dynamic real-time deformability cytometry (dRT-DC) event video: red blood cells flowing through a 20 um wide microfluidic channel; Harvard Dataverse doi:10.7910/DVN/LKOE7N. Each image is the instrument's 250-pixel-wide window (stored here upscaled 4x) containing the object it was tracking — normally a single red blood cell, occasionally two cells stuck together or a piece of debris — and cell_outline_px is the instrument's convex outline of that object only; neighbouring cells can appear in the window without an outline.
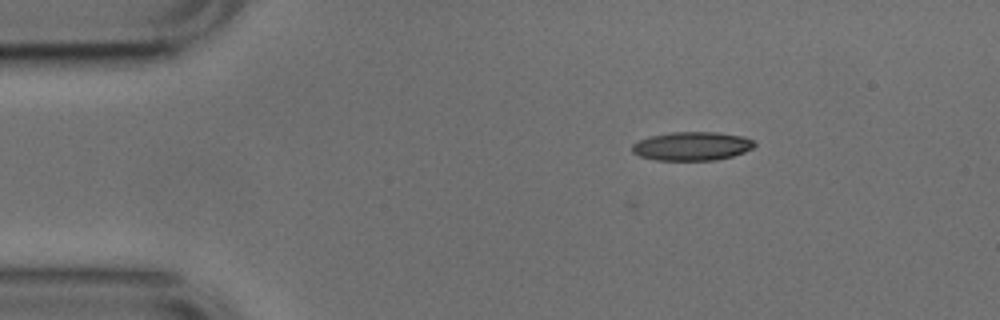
{"species": "common noctule bat (a hibernating species)", "species_latin": "Nyctalus noctula", "temperature_condition": "cold", "stored_images_in_passage": 7, "camera_frame_rate_fps": 3000, "um_per_image_px": 0.085, "animal": {"sex": "male", "body_mass_g": 17.9, "forearm_length_mm": 54.2}, "frame": {"image": 1, "passage_image": 1, "time_ms": 0.0, "image_size_px": [1000, 320], "cell_outline_px": [[756, 144], [752, 148], [744, 152], [732, 156], [716, 160], [656, 160], [640, 156], [632, 152], [632, 144], [640, 140], [652, 136], [672, 132], [716, 132], [744, 136], [752, 140]], "centroid_in_image_um": [58.83, 12.42], "position_along_channel_um": 26.2, "area_um2": 20.35}}